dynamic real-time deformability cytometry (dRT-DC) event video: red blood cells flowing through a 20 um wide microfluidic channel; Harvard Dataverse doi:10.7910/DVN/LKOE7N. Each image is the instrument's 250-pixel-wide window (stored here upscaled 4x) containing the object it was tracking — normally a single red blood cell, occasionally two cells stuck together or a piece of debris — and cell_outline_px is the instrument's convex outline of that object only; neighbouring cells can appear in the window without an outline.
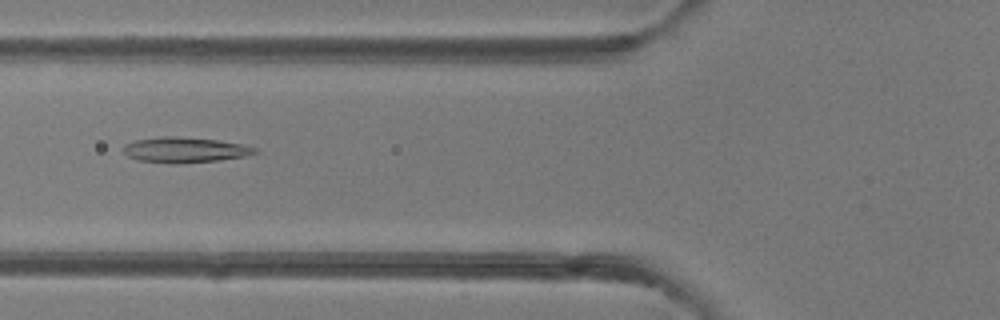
{"species": "common noctule bat (a hibernating species)", "species_latin": "Nyctalus noctula", "temperature_condition": "room temperature", "stored_images_in_passage": 14, "camera_frame_rate_fps": 3000, "um_per_image_px": 0.085, "animal": {"sex": "female"}, "frame": {"image": 1, "passage_image": 4, "time_ms": 1.0, "image_size_px": [1000, 320], "cell_outline_px": [[260, 152], [248, 156], [220, 160], [176, 164], [172, 164], [136, 160], [128, 156], [124, 152], [124, 144], [136, 140], [160, 136], [176, 136], [216, 140], [240, 144], [256, 148]], "centroid_in_image_um": [15.71, 12.75], "position_along_channel_um": 110.1, "area_um2": 19.59}}
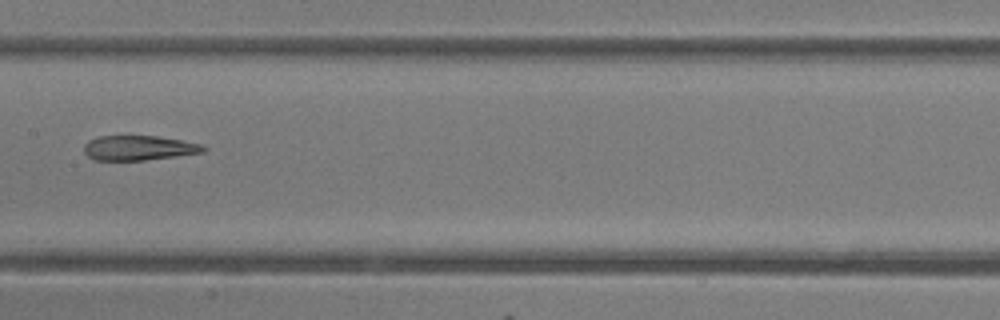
{"frame": {"image": 2, "passage_image": 10, "time_ms": 3.0, "image_size_px": [1000, 320], "cell_outline_px": [[208, 148], [204, 152], [176, 156], [144, 160], [96, 160], [88, 156], [84, 152], [84, 144], [88, 140], [100, 136], [156, 136], [204, 144]], "centroid_in_image_um": [11.81, 12.57], "position_along_channel_um": 195.6, "area_um2": 17.22}}
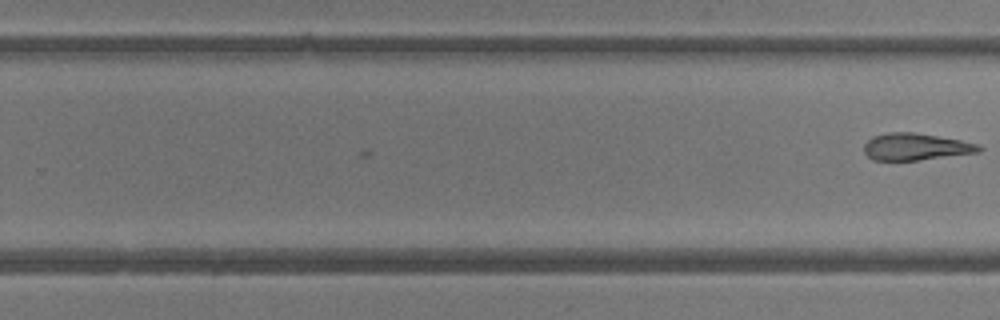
{"frame": {"image": 3, "passage_image": 14, "time_ms": 4.333, "image_size_px": [1000, 320], "cell_outline_px": [[984, 148], [980, 152], [916, 160], [872, 160], [864, 152], [864, 144], [872, 136], [888, 132], [916, 132], [960, 140], [976, 144]], "centroid_in_image_um": [77.81, 12.46], "position_along_channel_um": 252.0, "area_um2": 17.98}}